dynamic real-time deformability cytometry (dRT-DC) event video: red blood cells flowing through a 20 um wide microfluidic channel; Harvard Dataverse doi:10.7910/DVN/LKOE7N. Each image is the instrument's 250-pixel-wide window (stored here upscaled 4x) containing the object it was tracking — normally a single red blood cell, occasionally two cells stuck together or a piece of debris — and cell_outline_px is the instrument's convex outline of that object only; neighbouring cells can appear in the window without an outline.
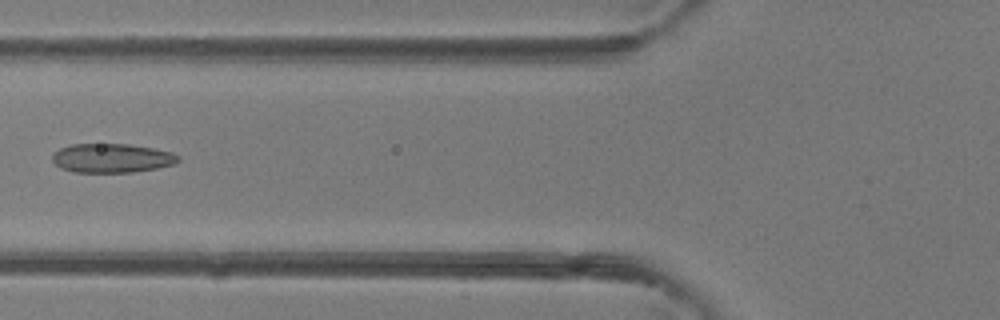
{"species": "common noctule bat (a hibernating species)", "species_latin": "Nyctalus noctula", "temperature_condition": "room temperature", "stored_images_in_passage": 4, "camera_frame_rate_fps": 3000, "um_per_image_px": 0.085, "animal": {"sex": "female"}, "frame": {"image": 1, "passage_image": 4, "time_ms": 3.667, "image_size_px": [1000, 320], "cell_outline_px": [[180, 160], [176, 164], [156, 168], [132, 172], [72, 172], [60, 168], [52, 160], [52, 156], [60, 148], [72, 144], [128, 144], [152, 148], [172, 152], [180, 156]], "centroid_in_image_um": [9.52, 13.44], "position_along_channel_um": 116.3, "area_um2": 21.33}}